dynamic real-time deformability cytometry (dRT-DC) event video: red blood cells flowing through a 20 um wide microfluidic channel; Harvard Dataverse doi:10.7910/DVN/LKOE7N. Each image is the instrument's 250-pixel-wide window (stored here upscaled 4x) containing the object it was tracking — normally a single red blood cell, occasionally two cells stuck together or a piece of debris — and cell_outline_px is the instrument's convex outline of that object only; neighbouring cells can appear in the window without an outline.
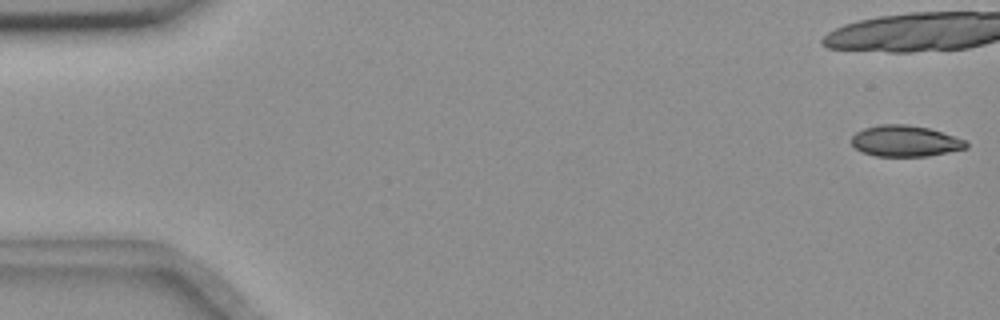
{"species": "common noctule bat (a hibernating species)", "species_latin": "Nyctalus noctula", "temperature_condition": "room temperature", "stored_images_in_passage": 6, "camera_frame_rate_fps": 3000, "um_per_image_px": 0.085, "animal": {"sex": "female", "body_mass_g": 18.4}, "frame": {"image": 1, "passage_image": 1, "time_ms": 0.0, "image_size_px": [1000, 320], "cell_outline_px": [[968, 148], [928, 156], [876, 156], [860, 152], [852, 144], [852, 136], [856, 132], [864, 128], [880, 124], [908, 124], [928, 128], [964, 140], [968, 144]], "centroid_in_image_um": [76.9, 11.99], "position_along_channel_um": 8.1, "area_um2": 20.69}}